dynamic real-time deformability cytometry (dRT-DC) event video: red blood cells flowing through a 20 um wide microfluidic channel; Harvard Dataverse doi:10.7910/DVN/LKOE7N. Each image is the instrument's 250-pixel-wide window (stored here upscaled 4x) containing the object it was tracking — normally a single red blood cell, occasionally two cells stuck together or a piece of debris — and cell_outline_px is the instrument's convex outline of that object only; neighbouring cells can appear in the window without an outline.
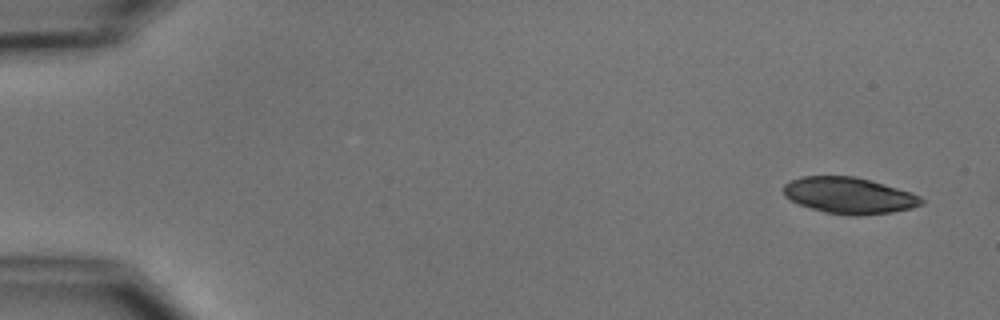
{"species": "common noctule bat (a hibernating species)", "species_latin": "Nyctalus noctula", "temperature_condition": "cold", "stored_images_in_passage": 5, "camera_frame_rate_fps": 3000, "um_per_image_px": 0.085, "animal": {"sex": "male", "body_mass_g": 15.6}, "frame": {"image": 1, "passage_image": 1, "time_ms": 0.0, "image_size_px": [1000, 320], "cell_outline_px": [[924, 204], [912, 208], [892, 212], [860, 216], [848, 216], [824, 212], [800, 204], [784, 196], [784, 184], [800, 176], [856, 176], [872, 180], [912, 192], [920, 196], [924, 200]], "centroid_in_image_um": [72.22, 16.62], "position_along_channel_um": 12.8, "area_um2": 29.42}}
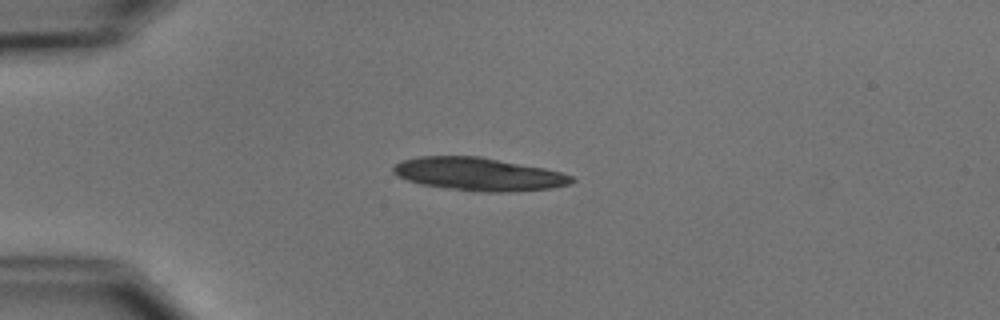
{"frame": {"image": 2, "passage_image": 4, "time_ms": 3.667, "image_size_px": [1000, 320], "cell_outline_px": [[576, 180], [572, 184], [552, 188], [504, 192], [484, 192], [420, 184], [396, 176], [392, 172], [392, 164], [404, 160], [420, 156], [480, 156], [544, 168], [560, 172], [572, 176]], "centroid_in_image_um": [40.68, 14.79], "position_along_channel_um": 44.3, "area_um2": 34.22}}